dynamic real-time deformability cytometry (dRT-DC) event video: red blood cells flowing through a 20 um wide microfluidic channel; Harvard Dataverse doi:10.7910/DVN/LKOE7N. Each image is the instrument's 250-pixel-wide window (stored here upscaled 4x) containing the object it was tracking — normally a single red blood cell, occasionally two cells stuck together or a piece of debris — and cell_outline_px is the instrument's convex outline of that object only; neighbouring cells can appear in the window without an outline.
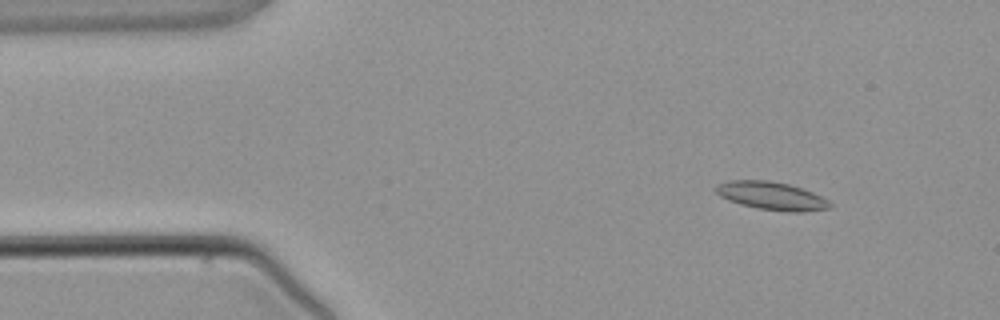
{"species": "common noctule bat (a hibernating species)", "species_latin": "Nyctalus noctula", "temperature_condition": "warm", "stored_images_in_passage": 3, "camera_frame_rate_fps": 3000, "um_per_image_px": 0.085, "animal": {"sex": "male", "body_mass_g": 21.5, "forearm_length_mm": 52.0}, "frame": {"image": 1, "passage_image": 2, "time_ms": 1.667, "image_size_px": [1000, 320], "cell_outline_px": [[832, 204], [828, 208], [804, 212], [792, 212], [760, 208], [740, 204], [728, 200], [720, 196], [712, 188], [728, 180], [768, 180], [788, 184], [812, 192], [828, 200]], "centroid_in_image_um": [65.55, 16.64], "position_along_channel_um": 19.4, "area_um2": 18.44}}